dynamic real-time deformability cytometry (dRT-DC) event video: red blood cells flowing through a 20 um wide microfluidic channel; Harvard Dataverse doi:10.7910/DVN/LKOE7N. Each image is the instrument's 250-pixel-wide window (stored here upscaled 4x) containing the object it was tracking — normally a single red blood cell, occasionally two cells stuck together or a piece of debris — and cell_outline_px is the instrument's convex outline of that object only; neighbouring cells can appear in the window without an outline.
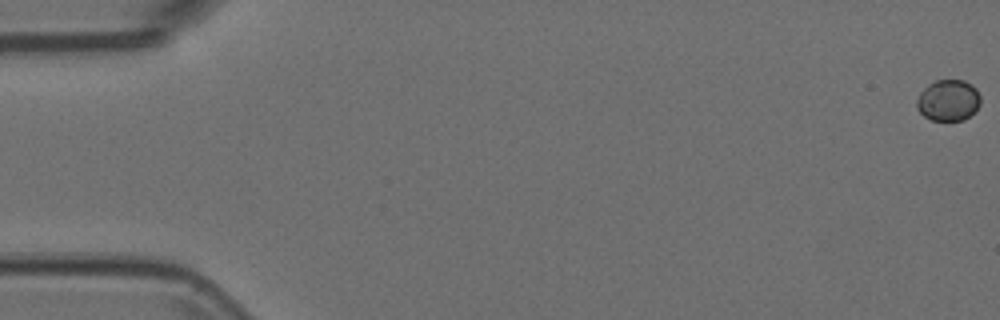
{"species": "Egyptian fruit bat (a non-hibernating species)", "species_latin": "Rousettus aegyptiacus", "temperature_condition": "room temperature", "stored_images_in_passage": 10, "camera_frame_rate_fps": 3000, "um_per_image_px": 0.085, "animal": {"sex": "female"}, "frame": {"image": 1, "passage_image": 1, "time_ms": 0.0, "image_size_px": [1000, 320], "cell_outline_px": [[980, 104], [964, 120], [932, 120], [924, 116], [916, 108], [916, 100], [920, 92], [928, 84], [936, 80], [964, 80], [972, 84], [976, 88], [980, 96]], "centroid_in_image_um": [80.59, 8.51], "position_along_channel_um": 4.4, "area_um2": 15.32}}